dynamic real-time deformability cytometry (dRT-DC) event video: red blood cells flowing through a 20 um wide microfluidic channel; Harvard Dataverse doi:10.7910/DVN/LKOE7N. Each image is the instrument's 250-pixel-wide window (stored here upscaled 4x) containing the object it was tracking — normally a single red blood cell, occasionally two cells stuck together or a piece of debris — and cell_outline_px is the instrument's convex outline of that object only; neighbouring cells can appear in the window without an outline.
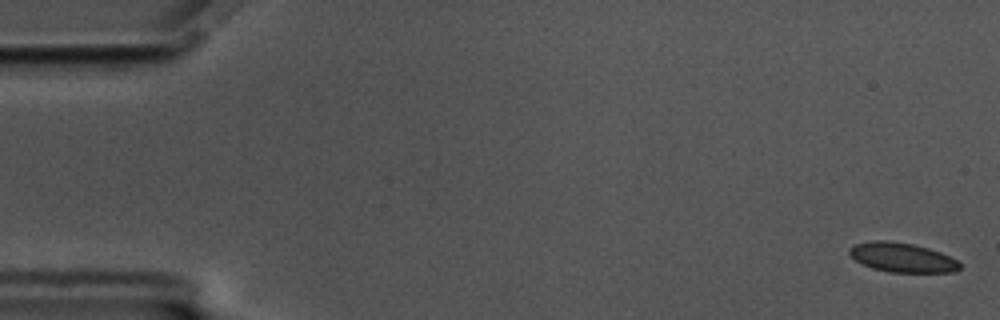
{"species": "common noctule bat (a hibernating species)", "species_latin": "Nyctalus noctula", "temperature_condition": "cold", "stored_images_in_passage": 58, "camera_frame_rate_fps": 3000, "um_per_image_px": 0.085, "animal": {"sex": "male", "body_mass_g": 17.5, "forearm_length_mm": 52.3}, "frame": {"image": 1, "passage_image": 2, "time_ms": 0.333, "image_size_px": [1000, 320], "cell_outline_px": [[960, 268], [956, 272], [888, 272], [872, 268], [856, 260], [848, 252], [848, 248], [856, 244], [872, 240], [888, 240], [912, 244], [928, 248], [940, 252], [956, 260], [960, 264]], "centroid_in_image_um": [76.67, 21.88], "position_along_channel_um": 8.3, "area_um2": 18.79}}
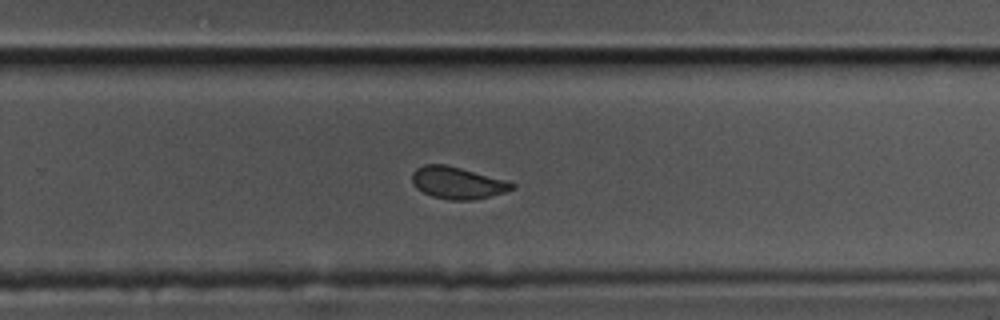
{"frame": {"image": 2, "passage_image": 38, "time_ms": 12.333, "image_size_px": [1000, 320], "cell_outline_px": [[516, 188], [504, 192], [472, 200], [448, 200], [432, 196], [416, 188], [412, 184], [412, 172], [416, 168], [424, 164], [444, 164], [508, 180], [516, 184]], "centroid_in_image_um": [38.88, 15.54], "position_along_channel_um": 290.9, "area_um2": 18.67}}
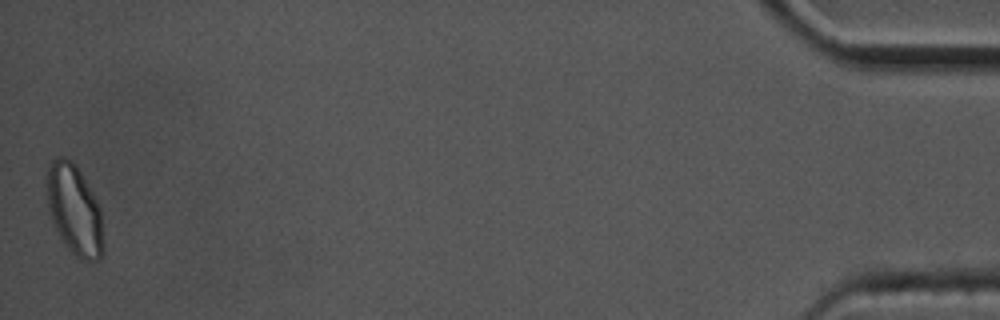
{"frame": {"image": 3, "passage_image": 58, "time_ms": 19.0, "image_size_px": [1000, 320], "cell_outline_px": [[104, 252], [96, 260], [84, 260], [76, 256], [72, 252], [60, 236], [48, 212], [48, 168], [52, 160], [56, 156], [64, 156], [72, 160], [76, 164], [92, 192], [100, 208], [104, 244]], "centroid_in_image_um": [6.34, 17.82], "position_along_channel_um": 428.9, "area_um2": 29.36}, "authors_computed_cell_mechanics": {"area_um2": 19.4786, "velocity_mm_per_s": 3.4918, "shape_relaxation_time_tau1_ms": 4.7249, "shape_relaxation_time_tau2_ms": 1.0806, "deformation_change_tau1": 0.0974, "deformation_change_tau2": 0.0365}}